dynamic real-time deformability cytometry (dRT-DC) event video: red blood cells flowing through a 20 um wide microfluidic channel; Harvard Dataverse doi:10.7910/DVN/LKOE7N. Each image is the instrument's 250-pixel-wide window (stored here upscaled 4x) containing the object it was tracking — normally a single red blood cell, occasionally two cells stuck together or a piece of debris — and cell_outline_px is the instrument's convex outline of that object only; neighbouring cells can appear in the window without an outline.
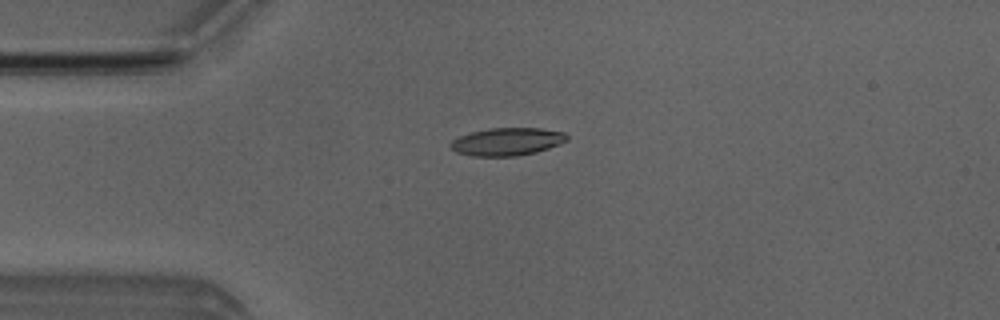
{"species": "Egyptian fruit bat (a non-hibernating species)", "species_latin": "Rousettus aegyptiacus", "temperature_condition": "room temperature", "stored_images_in_passage": 5, "camera_frame_rate_fps": 3000, "um_per_image_px": 0.085, "animal": {"sex": "male"}, "frame": {"image": 1, "passage_image": 3, "time_ms": 3.333, "image_size_px": [1000, 320], "cell_outline_px": [[568, 140], [548, 148], [536, 152], [516, 156], [472, 156], [456, 152], [448, 144], [452, 140], [460, 136], [472, 132], [488, 128], [540, 128], [564, 132], [568, 136]], "centroid_in_image_um": [43.09, 12.04], "position_along_channel_um": 41.9, "area_um2": 18.79}}